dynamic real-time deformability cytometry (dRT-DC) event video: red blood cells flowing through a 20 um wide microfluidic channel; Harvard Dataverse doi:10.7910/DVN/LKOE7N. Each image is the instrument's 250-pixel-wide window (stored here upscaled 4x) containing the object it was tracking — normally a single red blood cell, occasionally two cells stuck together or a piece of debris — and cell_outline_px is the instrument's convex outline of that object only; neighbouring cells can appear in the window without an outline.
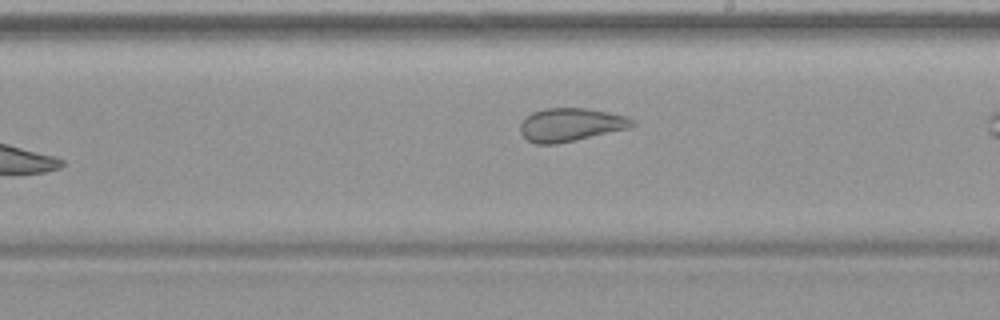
{"species": "common noctule bat (a hibernating species)", "species_latin": "Nyctalus noctula", "temperature_condition": "warm", "stored_images_in_passage": 33, "camera_frame_rate_fps": 3000, "um_per_image_px": 0.085, "animal": {"sex": "female", "body_mass_g": 19.9}, "frame": {"image": 1, "passage_image": 15, "time_ms": 4.667, "image_size_px": [1000, 320], "cell_outline_px": [[636, 124], [632, 128], [556, 144], [536, 144], [528, 140], [520, 132], [520, 124], [524, 116], [532, 112], [544, 108], [584, 108], [628, 116], [636, 120]], "centroid_in_image_um": [48.52, 10.6], "position_along_channel_um": 240.5, "area_um2": 21.96}}